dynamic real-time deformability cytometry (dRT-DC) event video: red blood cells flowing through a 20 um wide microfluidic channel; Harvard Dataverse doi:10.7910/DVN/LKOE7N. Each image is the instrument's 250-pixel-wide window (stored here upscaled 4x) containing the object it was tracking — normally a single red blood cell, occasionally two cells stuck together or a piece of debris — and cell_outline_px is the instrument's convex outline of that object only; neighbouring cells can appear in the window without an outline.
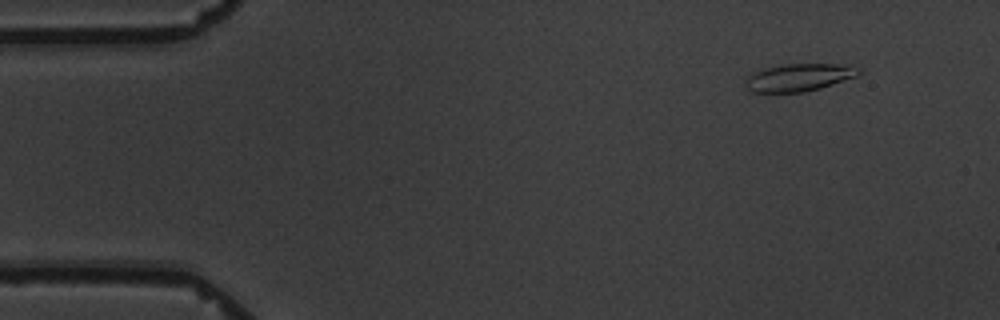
{"species": "common noctule bat (a hibernating species)", "species_latin": "Nyctalus noctula", "temperature_condition": "warm", "stored_images_in_passage": 10, "camera_frame_rate_fps": 3000, "um_per_image_px": 0.085, "animal": {"sex": "male", "body_mass_g": 19.5, "forearm_length_mm": 54.6}, "frame": {"image": 1, "passage_image": 2, "time_ms": 1.333, "image_size_px": [1000, 320], "cell_outline_px": [[860, 72], [856, 76], [820, 88], [804, 92], [752, 92], [744, 84], [744, 80], [752, 72], [764, 68], [784, 64], [848, 64], [860, 68]], "centroid_in_image_um": [67.88, 6.57], "position_along_channel_um": 17.1, "area_um2": 18.21}}
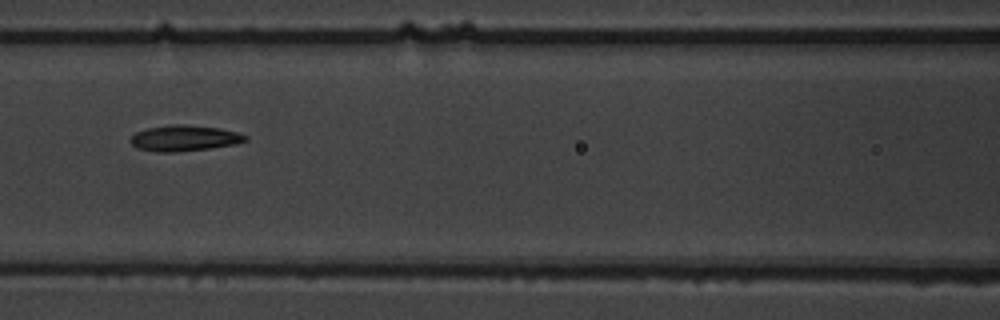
{"frame": {"image": 2, "passage_image": 7, "time_ms": 8.0, "image_size_px": [1000, 320], "cell_outline_px": [[248, 140], [236, 144], [208, 148], [176, 152], [156, 152], [136, 148], [128, 140], [136, 132], [148, 128], [172, 124], [184, 124], [220, 128], [236, 132], [248, 136]], "centroid_in_image_um": [15.65, 11.74], "position_along_channel_um": 150.9, "area_um2": 17.34}}
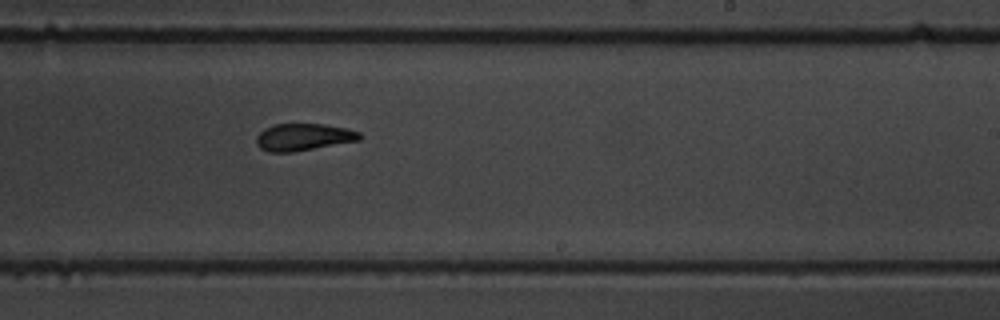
{"frame": {"image": 3, "passage_image": 10, "time_ms": 11.333, "image_size_px": [1000, 320], "cell_outline_px": [[360, 140], [292, 152], [268, 152], [260, 148], [256, 144], [256, 136], [264, 128], [276, 124], [324, 124], [348, 128], [360, 132]], "centroid_in_image_um": [25.77, 11.65], "position_along_channel_um": 263.2, "area_um2": 16.3}}